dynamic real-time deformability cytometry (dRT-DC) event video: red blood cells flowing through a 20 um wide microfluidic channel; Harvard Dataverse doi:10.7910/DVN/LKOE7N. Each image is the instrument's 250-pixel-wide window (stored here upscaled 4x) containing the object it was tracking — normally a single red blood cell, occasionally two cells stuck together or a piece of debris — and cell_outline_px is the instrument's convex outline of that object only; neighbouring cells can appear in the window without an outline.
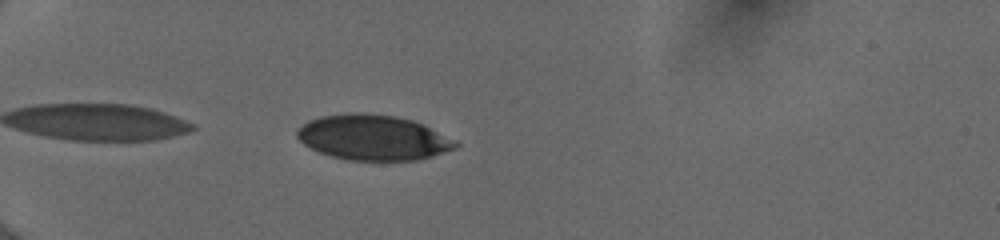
{"species": "human", "species_latin": "Homo sapiens", "temperature_condition": "cold", "stored_images_in_passage": 37, "camera_frame_rate_fps": 3000, "um_per_image_px": 0.085, "donor": {"sex": "female"}, "frame": {"image": 1, "passage_image": 2, "time_ms": 0.333, "image_size_px": [1000, 240], "cell_outline_px": [[460, 144], [456, 148], [432, 156], [416, 160], [348, 160], [332, 156], [320, 152], [304, 144], [296, 136], [296, 132], [308, 120], [320, 116], [352, 112], [360, 112], [396, 116], [412, 120], [424, 124], [456, 140]], "centroid_in_image_um": [31.74, 11.68], "position_along_channel_um": 53.3, "area_um2": 41.79}}
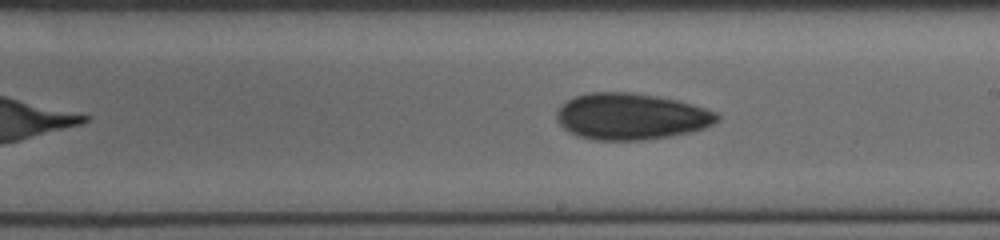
{"frame": {"image": 2, "passage_image": 18, "time_ms": 5.667, "image_size_px": [1000, 240], "cell_outline_px": [[720, 116], [712, 124], [704, 128], [688, 132], [668, 136], [644, 140], [596, 140], [580, 136], [568, 132], [556, 120], [556, 112], [560, 104], [576, 96], [588, 92], [632, 92], [656, 96], [676, 100], [704, 108], [716, 112]], "centroid_in_image_um": [53.58, 9.89], "position_along_channel_um": 235.4, "area_um2": 43.18}}
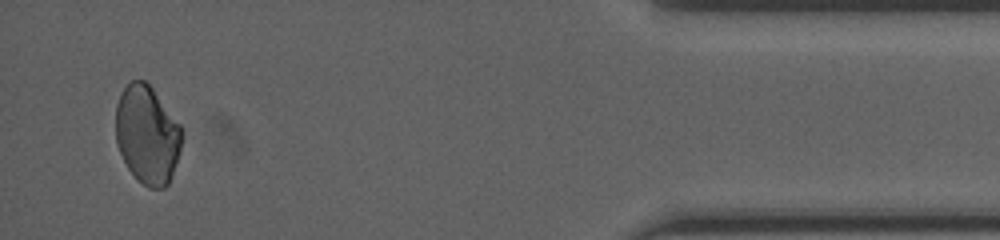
{"frame": {"image": 3, "passage_image": 36, "time_ms": 11.667, "image_size_px": [1000, 240], "cell_outline_px": [[184, 136], [180, 152], [172, 176], [168, 184], [164, 188], [148, 188], [128, 168], [116, 144], [116, 104], [120, 92], [132, 80], [144, 80], [152, 88], [180, 124]], "centroid_in_image_um": [12.53, 11.44], "position_along_channel_um": 422.7, "area_um2": 37.92}, "authors_computed_cell_mechanics": {"area_um2": 41.7894, "velocity_mm_per_s": 4.0104, "shape_relaxation_time_tau1_ms": 5.2519, "shape_relaxation_time_tau2_ms": null, "deformation_change_tau1": 0.1007, "deformation_change_tau2": null}}